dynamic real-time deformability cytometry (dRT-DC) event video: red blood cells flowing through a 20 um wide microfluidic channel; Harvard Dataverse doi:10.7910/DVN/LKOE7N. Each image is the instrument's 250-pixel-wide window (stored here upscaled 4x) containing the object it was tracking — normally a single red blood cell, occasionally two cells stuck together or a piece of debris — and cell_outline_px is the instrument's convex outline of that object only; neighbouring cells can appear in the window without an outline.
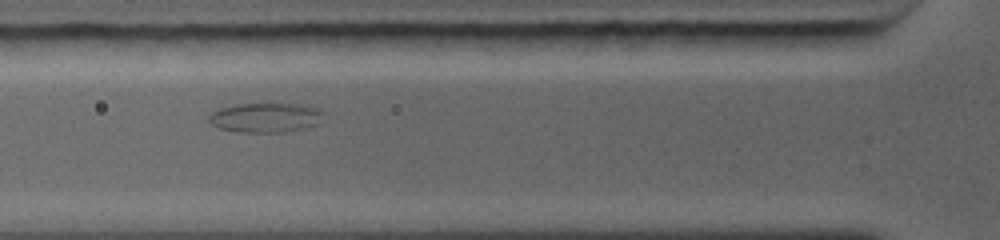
{"species": "common noctule bat (a hibernating species)", "species_latin": "Nyctalus noctula", "temperature_condition": "warm", "stored_images_in_passage": 19, "segment_of_instrument_passage": [1, 2], "camera_frame_rate_fps": 5000, "um_per_image_px": 0.085, "animal": {"sex": "female", "body_mass_g": 19.0, "forearm_length_mm": 56.7}, "frame": {"image": 1, "passage_image": 5, "time_ms": 2.6, "image_size_px": [1000, 240], "cell_outline_px": [[324, 112], [320, 124], [304, 128], [284, 132], [236, 132], [220, 128], [212, 124], [208, 120], [208, 116], [212, 112], [220, 108], [236, 104], [304, 104], [320, 108]], "centroid_in_image_um": [22.61, 9.99], "position_along_channel_um": 103.2, "area_um2": 19.94}}
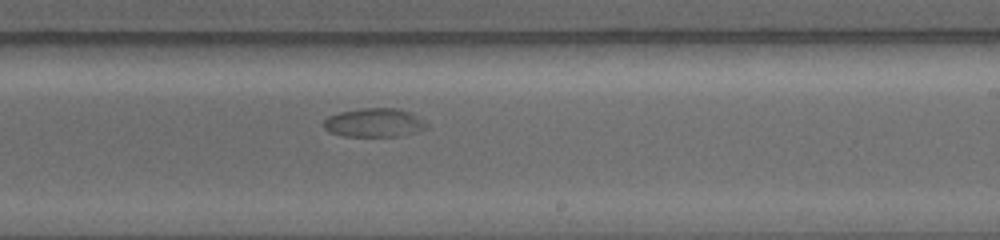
{"frame": {"image": 2, "passage_image": 11, "time_ms": 6.6, "image_size_px": [1000, 240], "cell_outline_px": [[428, 128], [420, 132], [404, 136], [344, 136], [328, 132], [320, 124], [328, 116], [340, 112], [360, 108], [400, 108], [412, 112], [424, 120], [428, 124]], "centroid_in_image_um": [31.85, 10.43], "position_along_channel_um": 257.2, "area_um2": 17.8}}
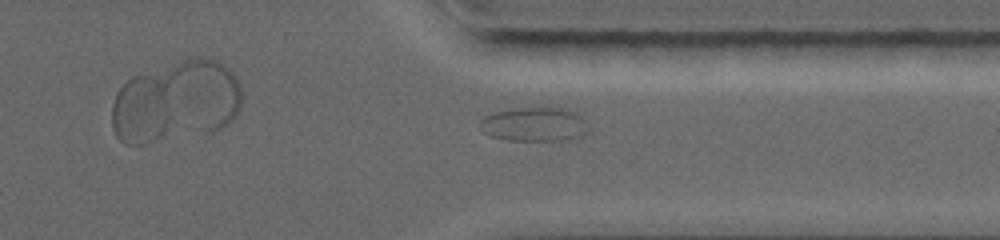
{"frame": {"image": 3, "passage_image": 17, "time_ms": 9.4, "image_size_px": [1000, 240], "cell_outline_px": [[588, 132], [568, 140], [508, 140], [488, 136], [480, 128], [480, 120], [484, 116], [496, 112], [516, 108], [568, 108], [576, 112], [584, 120], [588, 128]], "centroid_in_image_um": [45.41, 10.57], "position_along_channel_um": 366.0, "area_um2": 21.5}}